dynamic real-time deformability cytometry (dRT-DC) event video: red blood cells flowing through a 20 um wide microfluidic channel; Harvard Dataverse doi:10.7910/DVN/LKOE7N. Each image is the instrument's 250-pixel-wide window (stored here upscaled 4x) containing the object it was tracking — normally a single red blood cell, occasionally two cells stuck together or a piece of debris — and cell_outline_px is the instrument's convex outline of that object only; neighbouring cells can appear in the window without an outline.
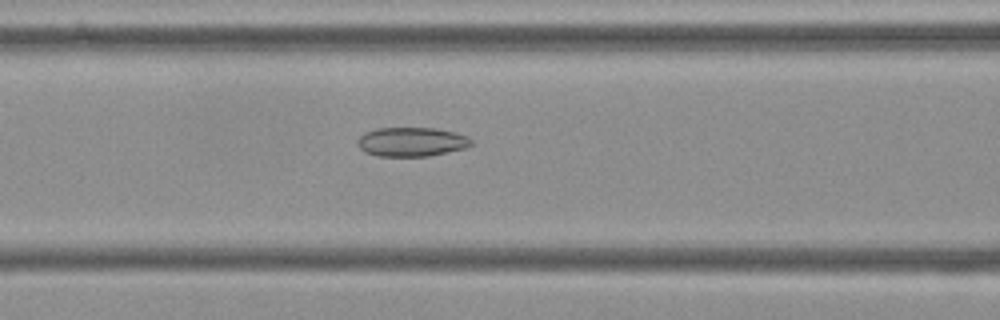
{"species": "Egyptian fruit bat (a non-hibernating species)", "species_latin": "Rousettus aegyptiacus", "temperature_condition": "cold", "stored_images_in_passage": 50, "camera_frame_rate_fps": 3000, "um_per_image_px": 0.085, "frame": {"image": 1, "passage_image": 18, "time_ms": 5.667, "image_size_px": [1000, 320], "cell_outline_px": [[472, 144], [464, 148], [428, 156], [376, 156], [364, 152], [356, 144], [356, 140], [364, 132], [376, 128], [436, 128], [468, 136], [472, 140]], "centroid_in_image_um": [34.92, 12.05], "position_along_channel_um": 131.7, "area_um2": 19.36}}
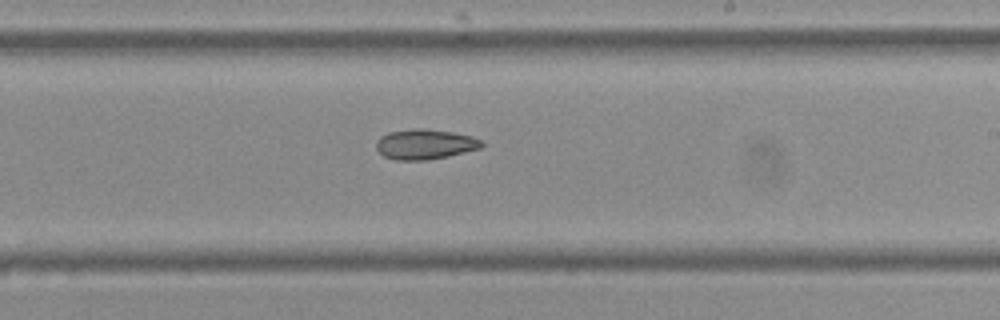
{"frame": {"image": 2, "passage_image": 28, "time_ms": 9.0, "image_size_px": [1000, 320], "cell_outline_px": [[484, 144], [480, 148], [448, 156], [428, 160], [396, 160], [384, 156], [376, 148], [376, 140], [380, 136], [388, 132], [412, 128], [420, 128], [452, 132], [472, 136], [484, 140]], "centroid_in_image_um": [36.12, 12.25], "position_along_channel_um": 252.9, "area_um2": 18.61}}
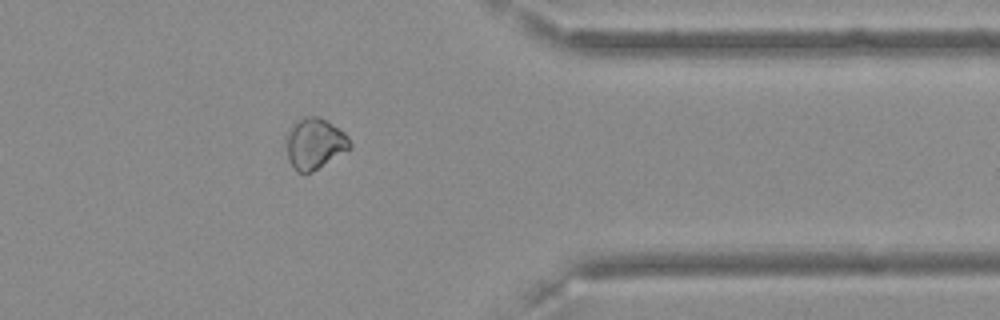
{"frame": {"image": 3, "passage_image": 40, "time_ms": 13.0, "image_size_px": [1000, 320], "cell_outline_px": [[352, 148], [348, 152], [312, 172], [304, 176], [296, 172], [288, 160], [284, 136], [288, 128], [292, 124], [304, 116], [316, 116], [328, 120], [344, 132], [348, 136], [352, 144]], "centroid_in_image_um": [26.74, 12.23], "position_along_channel_um": 384.7, "area_um2": 19.83}}